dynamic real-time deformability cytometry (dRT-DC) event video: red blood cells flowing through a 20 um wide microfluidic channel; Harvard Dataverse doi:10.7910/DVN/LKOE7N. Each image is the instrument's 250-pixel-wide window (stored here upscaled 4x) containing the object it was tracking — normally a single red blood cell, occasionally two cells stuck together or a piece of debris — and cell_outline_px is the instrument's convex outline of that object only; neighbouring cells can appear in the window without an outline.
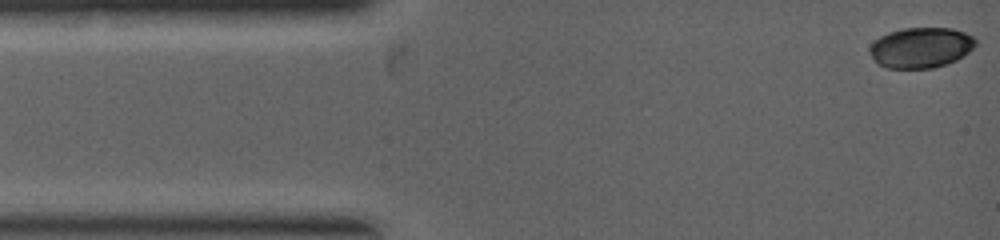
{"species": "common noctule bat (a hibernating species)", "species_latin": "Nyctalus noctula", "temperature_condition": "warm", "stored_images_in_passage": 41, "camera_frame_rate_fps": 5000, "um_per_image_px": 0.085, "animal": {"sex": "female", "body_mass_g": 19.0, "forearm_length_mm": 53.3}, "frame": {"image": 1, "passage_image": 1, "time_ms": 0.0, "image_size_px": [1000, 240], "cell_outline_px": [[976, 44], [964, 56], [948, 64], [932, 68], [888, 68], [876, 64], [868, 52], [868, 48], [880, 36], [888, 32], [904, 28], [952, 28], [964, 32], [972, 36], [976, 40]], "centroid_in_image_um": [78.25, 4.05], "position_along_channel_um": 6.7, "area_um2": 25.14}}
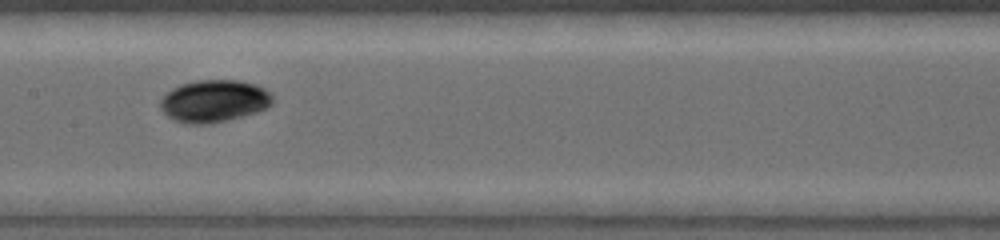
{"frame": {"image": 2, "passage_image": 22, "time_ms": 3.8, "image_size_px": [1000, 240], "cell_outline_px": [[272, 104], [268, 108], [256, 112], [228, 120], [212, 124], [188, 124], [176, 120], [168, 116], [160, 108], [160, 100], [172, 88], [180, 84], [196, 80], [240, 80], [256, 84], [264, 88], [272, 96]], "centroid_in_image_um": [18.2, 8.58], "position_along_channel_um": 189.2, "area_um2": 27.74}}
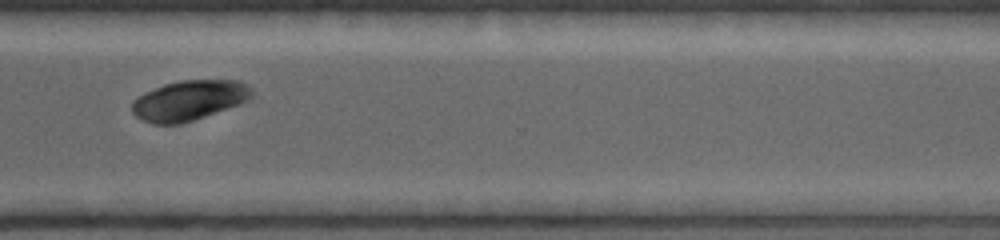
{"frame": {"image": 3, "passage_image": 40, "time_ms": 6.2, "image_size_px": [1000, 240], "cell_outline_px": [[252, 100], [180, 124], [152, 124], [136, 116], [132, 112], [132, 104], [140, 96], [164, 84], [180, 80], [236, 80], [248, 84], [252, 88]], "centroid_in_image_um": [16.14, 8.52], "position_along_channel_um": 354.5, "area_um2": 27.69}}